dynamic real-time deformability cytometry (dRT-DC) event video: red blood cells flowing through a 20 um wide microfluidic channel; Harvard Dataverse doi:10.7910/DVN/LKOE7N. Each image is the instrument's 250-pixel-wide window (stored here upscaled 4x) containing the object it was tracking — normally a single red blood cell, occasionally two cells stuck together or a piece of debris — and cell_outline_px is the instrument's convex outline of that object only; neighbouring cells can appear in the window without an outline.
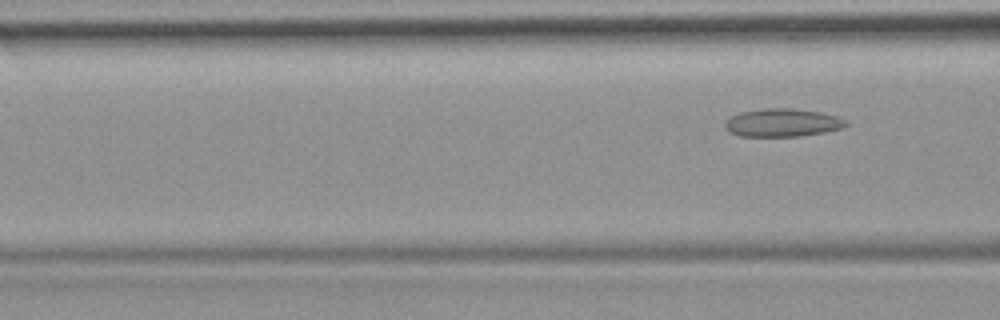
{"species": "common noctule bat (a hibernating species)", "species_latin": "Nyctalus noctula", "temperature_condition": "room temperature", "stored_images_in_passage": 7, "camera_frame_rate_fps": 3000, "um_per_image_px": 0.085, "animal": {"sex": "female", "body_mass_g": 19.9}, "frame": {"image": 1, "passage_image": 7, "time_ms": 7.667, "image_size_px": [1000, 320], "cell_outline_px": [[848, 124], [844, 128], [824, 132], [800, 136], [740, 136], [728, 132], [724, 128], [724, 124], [732, 116], [740, 112], [764, 108], [792, 108], [820, 112], [836, 116], [848, 120]], "centroid_in_image_um": [66.52, 10.43], "position_along_channel_um": 100.1, "area_um2": 19.88}}